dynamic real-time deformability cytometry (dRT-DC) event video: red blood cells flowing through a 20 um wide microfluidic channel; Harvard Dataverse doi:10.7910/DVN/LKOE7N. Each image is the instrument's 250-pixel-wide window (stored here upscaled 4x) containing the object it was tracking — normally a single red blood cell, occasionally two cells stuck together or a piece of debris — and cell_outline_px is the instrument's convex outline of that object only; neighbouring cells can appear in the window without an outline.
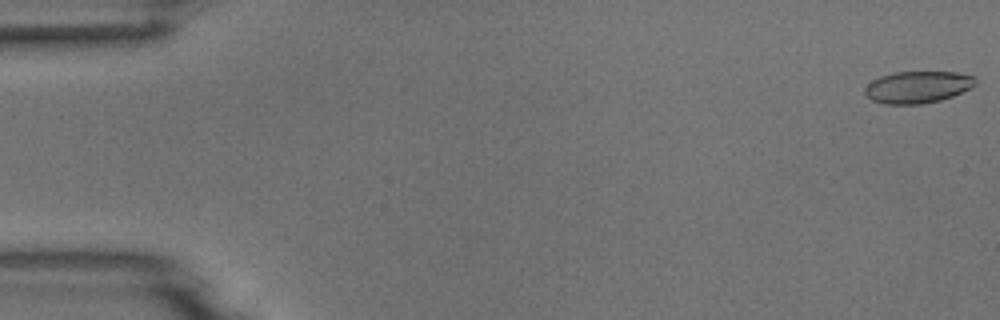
{"species": "common noctule bat (a hibernating species)", "species_latin": "Nyctalus noctula", "temperature_condition": "room temperature", "stored_images_in_passage": 5, "camera_frame_rate_fps": 3000, "um_per_image_px": 0.085, "animal": {"sex": "male", "body_mass_g": 18.8}, "frame": {"image": 1, "passage_image": 1, "time_ms": 0.0, "image_size_px": [1000, 320], "cell_outline_px": [[976, 84], [952, 96], [940, 100], [920, 104], [884, 104], [872, 100], [864, 92], [864, 88], [872, 80], [880, 76], [892, 72], [956, 72], [976, 76]], "centroid_in_image_um": [77.98, 7.39], "position_along_channel_um": 7.0, "area_um2": 20.52}}
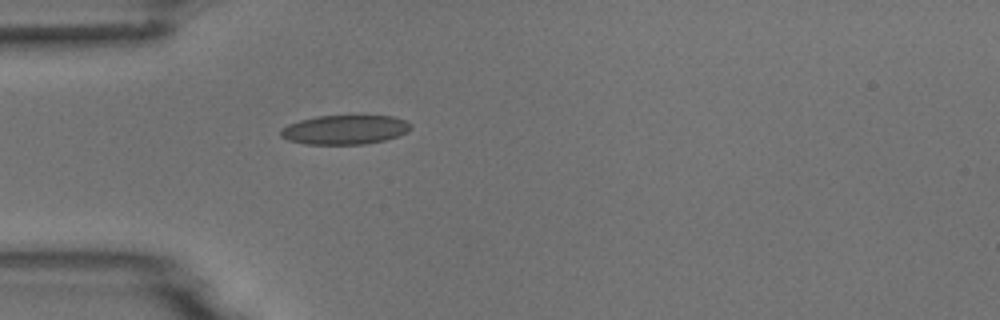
{"frame": {"image": 2, "passage_image": 5, "time_ms": 5.0, "image_size_px": [1000, 320], "cell_outline_px": [[412, 128], [408, 132], [384, 140], [364, 144], [304, 144], [288, 140], [280, 136], [280, 128], [288, 124], [300, 120], [316, 116], [392, 116], [404, 120], [412, 124]], "centroid_in_image_um": [29.29, 11.02], "position_along_channel_um": 55.7, "area_um2": 22.2}}